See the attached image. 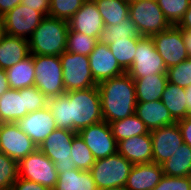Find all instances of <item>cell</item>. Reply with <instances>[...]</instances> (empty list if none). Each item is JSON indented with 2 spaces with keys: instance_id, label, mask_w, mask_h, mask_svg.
I'll return each instance as SVG.
<instances>
[{
  "instance_id": "44",
  "label": "cell",
  "mask_w": 191,
  "mask_h": 190,
  "mask_svg": "<svg viewBox=\"0 0 191 190\" xmlns=\"http://www.w3.org/2000/svg\"><path fill=\"white\" fill-rule=\"evenodd\" d=\"M183 31H191V4L184 13V16L177 24Z\"/></svg>"
},
{
  "instance_id": "11",
  "label": "cell",
  "mask_w": 191,
  "mask_h": 190,
  "mask_svg": "<svg viewBox=\"0 0 191 190\" xmlns=\"http://www.w3.org/2000/svg\"><path fill=\"white\" fill-rule=\"evenodd\" d=\"M19 177L54 189L58 172L54 163L39 149L24 157L19 163Z\"/></svg>"
},
{
  "instance_id": "12",
  "label": "cell",
  "mask_w": 191,
  "mask_h": 190,
  "mask_svg": "<svg viewBox=\"0 0 191 190\" xmlns=\"http://www.w3.org/2000/svg\"><path fill=\"white\" fill-rule=\"evenodd\" d=\"M155 48L167 67L178 65L189 58L183 30L177 25L151 36Z\"/></svg>"
},
{
  "instance_id": "40",
  "label": "cell",
  "mask_w": 191,
  "mask_h": 190,
  "mask_svg": "<svg viewBox=\"0 0 191 190\" xmlns=\"http://www.w3.org/2000/svg\"><path fill=\"white\" fill-rule=\"evenodd\" d=\"M51 0H21V4L39 11L43 16L49 15Z\"/></svg>"
},
{
  "instance_id": "25",
  "label": "cell",
  "mask_w": 191,
  "mask_h": 190,
  "mask_svg": "<svg viewBox=\"0 0 191 190\" xmlns=\"http://www.w3.org/2000/svg\"><path fill=\"white\" fill-rule=\"evenodd\" d=\"M5 71L10 89L19 90L34 86L35 69L32 54Z\"/></svg>"
},
{
  "instance_id": "29",
  "label": "cell",
  "mask_w": 191,
  "mask_h": 190,
  "mask_svg": "<svg viewBox=\"0 0 191 190\" xmlns=\"http://www.w3.org/2000/svg\"><path fill=\"white\" fill-rule=\"evenodd\" d=\"M105 25H116L129 16V0H93Z\"/></svg>"
},
{
  "instance_id": "6",
  "label": "cell",
  "mask_w": 191,
  "mask_h": 190,
  "mask_svg": "<svg viewBox=\"0 0 191 190\" xmlns=\"http://www.w3.org/2000/svg\"><path fill=\"white\" fill-rule=\"evenodd\" d=\"M34 86L47 98L65 94L63 70L59 56L33 55Z\"/></svg>"
},
{
  "instance_id": "15",
  "label": "cell",
  "mask_w": 191,
  "mask_h": 190,
  "mask_svg": "<svg viewBox=\"0 0 191 190\" xmlns=\"http://www.w3.org/2000/svg\"><path fill=\"white\" fill-rule=\"evenodd\" d=\"M78 134L91 150L95 160L118 152V142L113 136L111 126L104 120L83 128Z\"/></svg>"
},
{
  "instance_id": "4",
  "label": "cell",
  "mask_w": 191,
  "mask_h": 190,
  "mask_svg": "<svg viewBox=\"0 0 191 190\" xmlns=\"http://www.w3.org/2000/svg\"><path fill=\"white\" fill-rule=\"evenodd\" d=\"M68 30V21L44 16L28 39L30 54L60 56L66 51Z\"/></svg>"
},
{
  "instance_id": "28",
  "label": "cell",
  "mask_w": 191,
  "mask_h": 190,
  "mask_svg": "<svg viewBox=\"0 0 191 190\" xmlns=\"http://www.w3.org/2000/svg\"><path fill=\"white\" fill-rule=\"evenodd\" d=\"M164 175L174 177L191 176V147L186 143L178 147L177 151L161 164Z\"/></svg>"
},
{
  "instance_id": "34",
  "label": "cell",
  "mask_w": 191,
  "mask_h": 190,
  "mask_svg": "<svg viewBox=\"0 0 191 190\" xmlns=\"http://www.w3.org/2000/svg\"><path fill=\"white\" fill-rule=\"evenodd\" d=\"M97 42L98 39L95 37L68 30L66 51L89 56Z\"/></svg>"
},
{
  "instance_id": "21",
  "label": "cell",
  "mask_w": 191,
  "mask_h": 190,
  "mask_svg": "<svg viewBox=\"0 0 191 190\" xmlns=\"http://www.w3.org/2000/svg\"><path fill=\"white\" fill-rule=\"evenodd\" d=\"M163 176L162 166L157 163L134 164L125 186L129 190H152Z\"/></svg>"
},
{
  "instance_id": "39",
  "label": "cell",
  "mask_w": 191,
  "mask_h": 190,
  "mask_svg": "<svg viewBox=\"0 0 191 190\" xmlns=\"http://www.w3.org/2000/svg\"><path fill=\"white\" fill-rule=\"evenodd\" d=\"M152 190H191V177L164 175Z\"/></svg>"
},
{
  "instance_id": "19",
  "label": "cell",
  "mask_w": 191,
  "mask_h": 190,
  "mask_svg": "<svg viewBox=\"0 0 191 190\" xmlns=\"http://www.w3.org/2000/svg\"><path fill=\"white\" fill-rule=\"evenodd\" d=\"M69 30L99 39L105 24L93 0H86L68 20Z\"/></svg>"
},
{
  "instance_id": "18",
  "label": "cell",
  "mask_w": 191,
  "mask_h": 190,
  "mask_svg": "<svg viewBox=\"0 0 191 190\" xmlns=\"http://www.w3.org/2000/svg\"><path fill=\"white\" fill-rule=\"evenodd\" d=\"M16 124L37 146L57 128L53 114L48 107L28 113Z\"/></svg>"
},
{
  "instance_id": "36",
  "label": "cell",
  "mask_w": 191,
  "mask_h": 190,
  "mask_svg": "<svg viewBox=\"0 0 191 190\" xmlns=\"http://www.w3.org/2000/svg\"><path fill=\"white\" fill-rule=\"evenodd\" d=\"M165 18L177 25L191 4V0H156Z\"/></svg>"
},
{
  "instance_id": "26",
  "label": "cell",
  "mask_w": 191,
  "mask_h": 190,
  "mask_svg": "<svg viewBox=\"0 0 191 190\" xmlns=\"http://www.w3.org/2000/svg\"><path fill=\"white\" fill-rule=\"evenodd\" d=\"M53 190H98L90 171L74 169L58 173Z\"/></svg>"
},
{
  "instance_id": "23",
  "label": "cell",
  "mask_w": 191,
  "mask_h": 190,
  "mask_svg": "<svg viewBox=\"0 0 191 190\" xmlns=\"http://www.w3.org/2000/svg\"><path fill=\"white\" fill-rule=\"evenodd\" d=\"M30 55L29 41L21 37L0 36V68L7 70Z\"/></svg>"
},
{
  "instance_id": "24",
  "label": "cell",
  "mask_w": 191,
  "mask_h": 190,
  "mask_svg": "<svg viewBox=\"0 0 191 190\" xmlns=\"http://www.w3.org/2000/svg\"><path fill=\"white\" fill-rule=\"evenodd\" d=\"M132 79L135 82L137 103L160 100L168 83L167 74H154Z\"/></svg>"
},
{
  "instance_id": "8",
  "label": "cell",
  "mask_w": 191,
  "mask_h": 190,
  "mask_svg": "<svg viewBox=\"0 0 191 190\" xmlns=\"http://www.w3.org/2000/svg\"><path fill=\"white\" fill-rule=\"evenodd\" d=\"M65 92L96 87L86 55L63 52L60 56Z\"/></svg>"
},
{
  "instance_id": "17",
  "label": "cell",
  "mask_w": 191,
  "mask_h": 190,
  "mask_svg": "<svg viewBox=\"0 0 191 190\" xmlns=\"http://www.w3.org/2000/svg\"><path fill=\"white\" fill-rule=\"evenodd\" d=\"M88 58L92 77L97 84L125 73L112 54L109 45L98 41Z\"/></svg>"
},
{
  "instance_id": "31",
  "label": "cell",
  "mask_w": 191,
  "mask_h": 190,
  "mask_svg": "<svg viewBox=\"0 0 191 190\" xmlns=\"http://www.w3.org/2000/svg\"><path fill=\"white\" fill-rule=\"evenodd\" d=\"M135 23L128 16L119 25H105L101 31L98 41L109 45L114 42L115 39H129V38H141Z\"/></svg>"
},
{
  "instance_id": "30",
  "label": "cell",
  "mask_w": 191,
  "mask_h": 190,
  "mask_svg": "<svg viewBox=\"0 0 191 190\" xmlns=\"http://www.w3.org/2000/svg\"><path fill=\"white\" fill-rule=\"evenodd\" d=\"M110 126L113 136L118 143L134 136L150 133L146 125L136 114L113 121L110 123Z\"/></svg>"
},
{
  "instance_id": "49",
  "label": "cell",
  "mask_w": 191,
  "mask_h": 190,
  "mask_svg": "<svg viewBox=\"0 0 191 190\" xmlns=\"http://www.w3.org/2000/svg\"><path fill=\"white\" fill-rule=\"evenodd\" d=\"M3 34V29H2V22H1V18H0V36Z\"/></svg>"
},
{
  "instance_id": "43",
  "label": "cell",
  "mask_w": 191,
  "mask_h": 190,
  "mask_svg": "<svg viewBox=\"0 0 191 190\" xmlns=\"http://www.w3.org/2000/svg\"><path fill=\"white\" fill-rule=\"evenodd\" d=\"M19 4L21 0H0V18Z\"/></svg>"
},
{
  "instance_id": "47",
  "label": "cell",
  "mask_w": 191,
  "mask_h": 190,
  "mask_svg": "<svg viewBox=\"0 0 191 190\" xmlns=\"http://www.w3.org/2000/svg\"><path fill=\"white\" fill-rule=\"evenodd\" d=\"M185 45L191 59V31H183Z\"/></svg>"
},
{
  "instance_id": "33",
  "label": "cell",
  "mask_w": 191,
  "mask_h": 190,
  "mask_svg": "<svg viewBox=\"0 0 191 190\" xmlns=\"http://www.w3.org/2000/svg\"><path fill=\"white\" fill-rule=\"evenodd\" d=\"M71 160L75 167L82 171H90L95 158L84 140L77 133L72 140Z\"/></svg>"
},
{
  "instance_id": "42",
  "label": "cell",
  "mask_w": 191,
  "mask_h": 190,
  "mask_svg": "<svg viewBox=\"0 0 191 190\" xmlns=\"http://www.w3.org/2000/svg\"><path fill=\"white\" fill-rule=\"evenodd\" d=\"M184 143L191 147V116L177 121Z\"/></svg>"
},
{
  "instance_id": "20",
  "label": "cell",
  "mask_w": 191,
  "mask_h": 190,
  "mask_svg": "<svg viewBox=\"0 0 191 190\" xmlns=\"http://www.w3.org/2000/svg\"><path fill=\"white\" fill-rule=\"evenodd\" d=\"M118 153L134 164L153 162L151 135L134 136L118 143Z\"/></svg>"
},
{
  "instance_id": "10",
  "label": "cell",
  "mask_w": 191,
  "mask_h": 190,
  "mask_svg": "<svg viewBox=\"0 0 191 190\" xmlns=\"http://www.w3.org/2000/svg\"><path fill=\"white\" fill-rule=\"evenodd\" d=\"M127 73L131 78H144L154 74H167L163 58L157 52L151 37L142 36L137 42L134 61Z\"/></svg>"
},
{
  "instance_id": "32",
  "label": "cell",
  "mask_w": 191,
  "mask_h": 190,
  "mask_svg": "<svg viewBox=\"0 0 191 190\" xmlns=\"http://www.w3.org/2000/svg\"><path fill=\"white\" fill-rule=\"evenodd\" d=\"M140 38L115 39L109 44V48L120 67L127 72L134 61L137 50V42Z\"/></svg>"
},
{
  "instance_id": "14",
  "label": "cell",
  "mask_w": 191,
  "mask_h": 190,
  "mask_svg": "<svg viewBox=\"0 0 191 190\" xmlns=\"http://www.w3.org/2000/svg\"><path fill=\"white\" fill-rule=\"evenodd\" d=\"M38 146L16 123H0V152L18 163Z\"/></svg>"
},
{
  "instance_id": "46",
  "label": "cell",
  "mask_w": 191,
  "mask_h": 190,
  "mask_svg": "<svg viewBox=\"0 0 191 190\" xmlns=\"http://www.w3.org/2000/svg\"><path fill=\"white\" fill-rule=\"evenodd\" d=\"M187 116H191V85L185 88Z\"/></svg>"
},
{
  "instance_id": "45",
  "label": "cell",
  "mask_w": 191,
  "mask_h": 190,
  "mask_svg": "<svg viewBox=\"0 0 191 190\" xmlns=\"http://www.w3.org/2000/svg\"><path fill=\"white\" fill-rule=\"evenodd\" d=\"M10 89L7 76H6V71L4 69L0 68V96L5 92Z\"/></svg>"
},
{
  "instance_id": "7",
  "label": "cell",
  "mask_w": 191,
  "mask_h": 190,
  "mask_svg": "<svg viewBox=\"0 0 191 190\" xmlns=\"http://www.w3.org/2000/svg\"><path fill=\"white\" fill-rule=\"evenodd\" d=\"M129 17L141 36L151 37L171 26L156 0L129 1Z\"/></svg>"
},
{
  "instance_id": "1",
  "label": "cell",
  "mask_w": 191,
  "mask_h": 190,
  "mask_svg": "<svg viewBox=\"0 0 191 190\" xmlns=\"http://www.w3.org/2000/svg\"><path fill=\"white\" fill-rule=\"evenodd\" d=\"M47 107L53 114L57 128L78 133L87 126L103 121L97 86L49 97Z\"/></svg>"
},
{
  "instance_id": "41",
  "label": "cell",
  "mask_w": 191,
  "mask_h": 190,
  "mask_svg": "<svg viewBox=\"0 0 191 190\" xmlns=\"http://www.w3.org/2000/svg\"><path fill=\"white\" fill-rule=\"evenodd\" d=\"M12 190H52V189L44 187L43 185L38 184L36 182L18 177V179L13 184Z\"/></svg>"
},
{
  "instance_id": "9",
  "label": "cell",
  "mask_w": 191,
  "mask_h": 190,
  "mask_svg": "<svg viewBox=\"0 0 191 190\" xmlns=\"http://www.w3.org/2000/svg\"><path fill=\"white\" fill-rule=\"evenodd\" d=\"M77 132L56 128L39 146L55 165L58 173L76 169L71 160L72 140Z\"/></svg>"
},
{
  "instance_id": "38",
  "label": "cell",
  "mask_w": 191,
  "mask_h": 190,
  "mask_svg": "<svg viewBox=\"0 0 191 190\" xmlns=\"http://www.w3.org/2000/svg\"><path fill=\"white\" fill-rule=\"evenodd\" d=\"M168 82L173 83L182 88L191 85V59L180 62L178 65L167 69Z\"/></svg>"
},
{
  "instance_id": "22",
  "label": "cell",
  "mask_w": 191,
  "mask_h": 190,
  "mask_svg": "<svg viewBox=\"0 0 191 190\" xmlns=\"http://www.w3.org/2000/svg\"><path fill=\"white\" fill-rule=\"evenodd\" d=\"M135 114L149 131L176 123L161 100L137 103Z\"/></svg>"
},
{
  "instance_id": "3",
  "label": "cell",
  "mask_w": 191,
  "mask_h": 190,
  "mask_svg": "<svg viewBox=\"0 0 191 190\" xmlns=\"http://www.w3.org/2000/svg\"><path fill=\"white\" fill-rule=\"evenodd\" d=\"M48 98L35 86L9 89L0 96V123H16L28 113L46 108Z\"/></svg>"
},
{
  "instance_id": "5",
  "label": "cell",
  "mask_w": 191,
  "mask_h": 190,
  "mask_svg": "<svg viewBox=\"0 0 191 190\" xmlns=\"http://www.w3.org/2000/svg\"><path fill=\"white\" fill-rule=\"evenodd\" d=\"M133 164L118 152L95 160L90 173L98 190L123 187Z\"/></svg>"
},
{
  "instance_id": "13",
  "label": "cell",
  "mask_w": 191,
  "mask_h": 190,
  "mask_svg": "<svg viewBox=\"0 0 191 190\" xmlns=\"http://www.w3.org/2000/svg\"><path fill=\"white\" fill-rule=\"evenodd\" d=\"M43 18L39 11L19 4L1 17L3 33L28 40Z\"/></svg>"
},
{
  "instance_id": "2",
  "label": "cell",
  "mask_w": 191,
  "mask_h": 190,
  "mask_svg": "<svg viewBox=\"0 0 191 190\" xmlns=\"http://www.w3.org/2000/svg\"><path fill=\"white\" fill-rule=\"evenodd\" d=\"M103 120L111 123L135 114L137 104L135 82L125 72L97 84Z\"/></svg>"
},
{
  "instance_id": "16",
  "label": "cell",
  "mask_w": 191,
  "mask_h": 190,
  "mask_svg": "<svg viewBox=\"0 0 191 190\" xmlns=\"http://www.w3.org/2000/svg\"><path fill=\"white\" fill-rule=\"evenodd\" d=\"M153 162L163 164L177 151L178 147L184 144L181 130L177 124L164 126L150 131Z\"/></svg>"
},
{
  "instance_id": "35",
  "label": "cell",
  "mask_w": 191,
  "mask_h": 190,
  "mask_svg": "<svg viewBox=\"0 0 191 190\" xmlns=\"http://www.w3.org/2000/svg\"><path fill=\"white\" fill-rule=\"evenodd\" d=\"M18 177V162L0 152V190H12Z\"/></svg>"
},
{
  "instance_id": "37",
  "label": "cell",
  "mask_w": 191,
  "mask_h": 190,
  "mask_svg": "<svg viewBox=\"0 0 191 190\" xmlns=\"http://www.w3.org/2000/svg\"><path fill=\"white\" fill-rule=\"evenodd\" d=\"M86 0H51L49 16L68 21Z\"/></svg>"
},
{
  "instance_id": "48",
  "label": "cell",
  "mask_w": 191,
  "mask_h": 190,
  "mask_svg": "<svg viewBox=\"0 0 191 190\" xmlns=\"http://www.w3.org/2000/svg\"><path fill=\"white\" fill-rule=\"evenodd\" d=\"M101 190H129V189L126 186H123V187L108 188V189H101Z\"/></svg>"
},
{
  "instance_id": "27",
  "label": "cell",
  "mask_w": 191,
  "mask_h": 190,
  "mask_svg": "<svg viewBox=\"0 0 191 190\" xmlns=\"http://www.w3.org/2000/svg\"><path fill=\"white\" fill-rule=\"evenodd\" d=\"M185 96V88L170 82L167 83L161 96L160 100L176 122L187 117V99Z\"/></svg>"
}]
</instances>
